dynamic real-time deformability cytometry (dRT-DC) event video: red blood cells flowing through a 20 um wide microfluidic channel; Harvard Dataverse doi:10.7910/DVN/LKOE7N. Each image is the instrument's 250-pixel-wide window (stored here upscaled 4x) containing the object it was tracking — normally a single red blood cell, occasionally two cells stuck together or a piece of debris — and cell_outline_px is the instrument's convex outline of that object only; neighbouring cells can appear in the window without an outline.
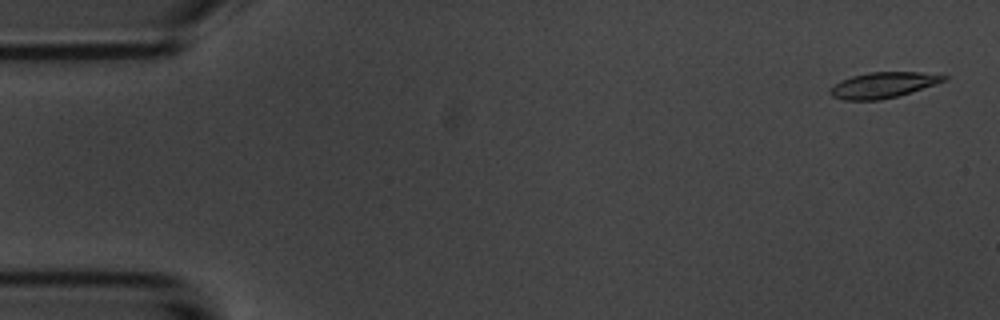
{"species": "common noctule bat (a hibernating species)", "species_latin": "Nyctalus noctula", "temperature_condition": "room temperature", "stored_images_in_passage": 5, "camera_frame_rate_fps": 3000, "um_per_image_px": 0.085, "animal": {"sex": "male", "body_mass_g": 20.1, "forearm_length_mm": 53.5}, "frame": {"image": 1, "passage_image": 1, "time_ms": 0.0, "image_size_px": [1000, 320], "cell_outline_px": [[948, 80], [896, 96], [880, 100], [844, 100], [832, 96], [828, 92], [828, 88], [840, 80], [852, 76], [868, 72], [920, 72], [948, 76]], "centroid_in_image_um": [75.0, 7.22], "position_along_channel_um": 10.0, "area_um2": 16.99}}
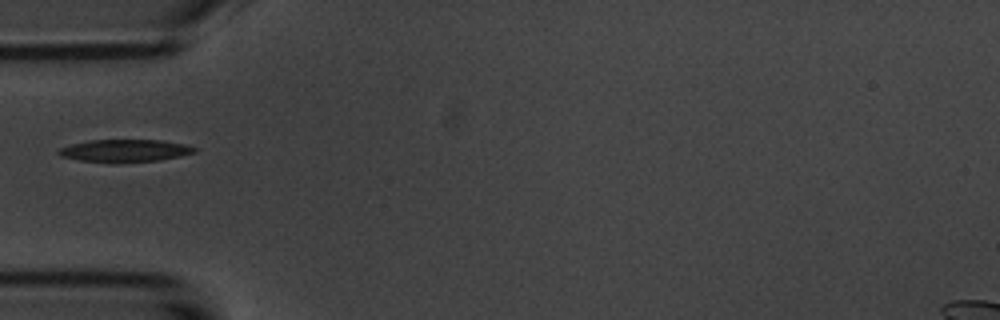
{"frame": {"image": 2, "passage_image": 5, "time_ms": 5.333, "image_size_px": [1000, 320], "cell_outline_px": [[196, 152], [180, 156], [160, 160], [120, 164], [108, 164], [80, 160], [60, 156], [56, 152], [60, 148], [72, 144], [88, 140], [160, 140], [184, 144], [196, 148]], "centroid_in_image_um": [10.58, 12.83], "position_along_channel_um": 74.4, "area_um2": 18.21}}